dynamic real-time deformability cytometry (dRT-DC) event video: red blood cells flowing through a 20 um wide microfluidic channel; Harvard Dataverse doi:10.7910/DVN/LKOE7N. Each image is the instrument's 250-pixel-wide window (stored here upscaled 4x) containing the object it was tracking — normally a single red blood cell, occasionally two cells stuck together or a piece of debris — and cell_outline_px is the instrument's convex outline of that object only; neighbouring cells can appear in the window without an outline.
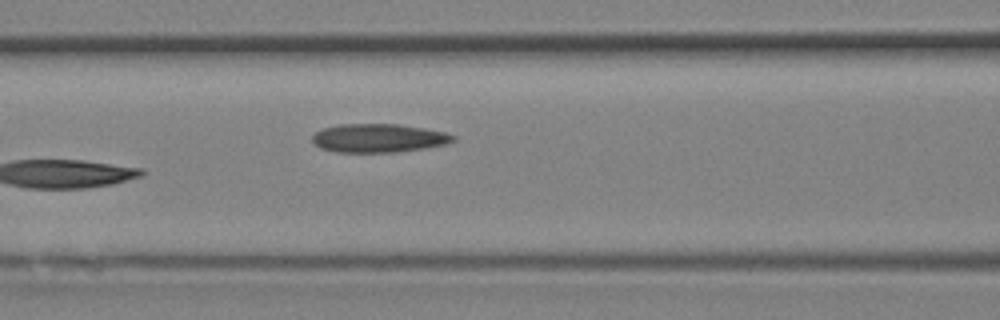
{"species": "Egyptian fruit bat (a non-hibernating species)", "species_latin": "Rousettus aegyptiacus", "temperature_condition": "room temperature", "stored_images_in_passage": 14, "camera_frame_rate_fps": 3000, "um_per_image_px": 0.085, "animal": {"sex": "female"}, "frame": {"image": 1, "passage_image": 14, "time_ms": 4.333, "image_size_px": [1000, 320], "cell_outline_px": [[456, 140], [448, 144], [424, 148], [396, 152], [336, 152], [320, 148], [312, 140], [312, 136], [316, 132], [324, 128], [340, 124], [396, 124], [424, 128], [444, 132], [456, 136]], "centroid_in_image_um": [32.2, 11.74], "position_along_channel_um": 134.4, "area_um2": 23.41}}